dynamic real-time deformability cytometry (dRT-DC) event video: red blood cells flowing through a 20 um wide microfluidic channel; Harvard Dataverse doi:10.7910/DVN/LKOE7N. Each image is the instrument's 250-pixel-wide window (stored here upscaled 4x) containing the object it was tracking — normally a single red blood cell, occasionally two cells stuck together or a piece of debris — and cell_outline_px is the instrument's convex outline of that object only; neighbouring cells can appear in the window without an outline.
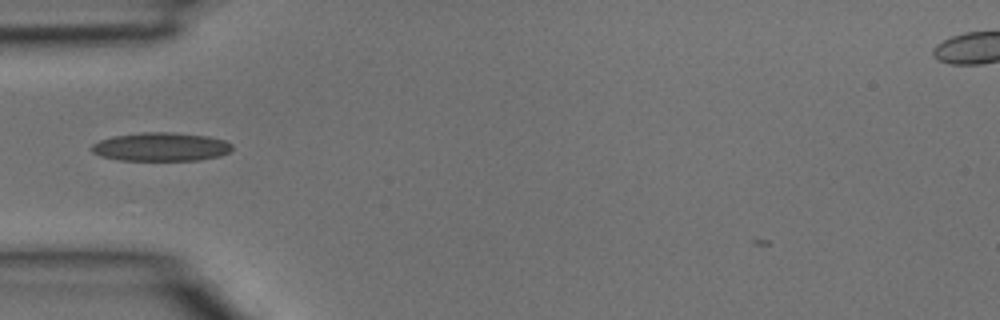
{"species": "common noctule bat (a hibernating species)", "species_latin": "Nyctalus noctula", "temperature_condition": "room temperature", "stored_images_in_passage": 28, "camera_frame_rate_fps": 3000, "um_per_image_px": 0.085, "animal": {"sex": "male", "body_mass_g": 15.6}, "frame": {"image": 1, "passage_image": 3, "time_ms": 0.667, "image_size_px": [1000, 320], "cell_outline_px": [[232, 148], [228, 152], [220, 156], [200, 160], [120, 160], [100, 156], [92, 152], [92, 144], [100, 140], [112, 136], [144, 132], [172, 132], [208, 136], [224, 140], [232, 144]], "centroid_in_image_um": [13.68, 12.48], "position_along_channel_um": 71.3, "area_um2": 23.41}}
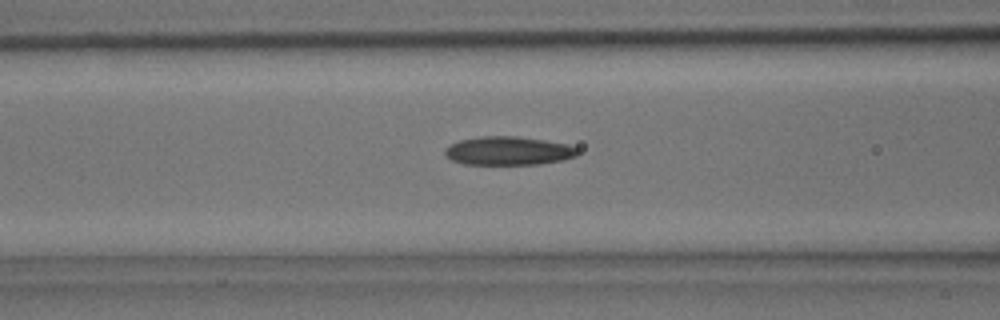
{"frame": {"image": 2, "passage_image": 6, "time_ms": 1.667, "image_size_px": [1000, 320], "cell_outline_px": [[580, 152], [576, 156], [564, 160], [540, 164], [464, 164], [452, 160], [444, 152], [452, 144], [460, 140], [480, 136], [516, 136], [544, 140], [568, 144], [576, 148]], "centroid_in_image_um": [43.27, 12.82], "position_along_channel_um": 123.3, "area_um2": 21.96}}